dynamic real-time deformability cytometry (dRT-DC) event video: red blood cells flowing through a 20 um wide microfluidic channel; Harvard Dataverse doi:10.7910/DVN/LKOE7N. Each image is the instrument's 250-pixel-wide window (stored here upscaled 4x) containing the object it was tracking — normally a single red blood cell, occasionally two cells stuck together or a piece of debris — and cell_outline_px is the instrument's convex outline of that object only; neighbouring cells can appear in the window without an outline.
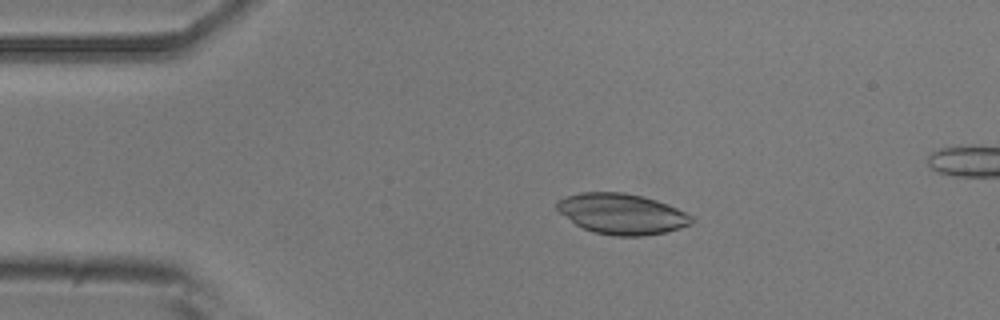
{"species": "common noctule bat (a hibernating species)", "species_latin": "Nyctalus noctula", "temperature_condition": "room temperature", "stored_images_in_passage": 6, "camera_frame_rate_fps": 3000, "um_per_image_px": 0.085, "animal": {"sex": "male", "body_mass_g": 20.5, "forearm_length_mm": 52.5}, "frame": {"image": 1, "passage_image": 4, "time_ms": 3.333, "image_size_px": [1000, 320], "cell_outline_px": [[696, 220], [692, 224], [680, 228], [664, 232], [644, 236], [616, 236], [592, 232], [576, 224], [560, 212], [556, 208], [556, 200], [580, 192], [624, 192], [644, 196], [668, 204], [692, 216]], "centroid_in_image_um": [52.87, 18.17], "position_along_channel_um": 32.1, "area_um2": 31.91}}